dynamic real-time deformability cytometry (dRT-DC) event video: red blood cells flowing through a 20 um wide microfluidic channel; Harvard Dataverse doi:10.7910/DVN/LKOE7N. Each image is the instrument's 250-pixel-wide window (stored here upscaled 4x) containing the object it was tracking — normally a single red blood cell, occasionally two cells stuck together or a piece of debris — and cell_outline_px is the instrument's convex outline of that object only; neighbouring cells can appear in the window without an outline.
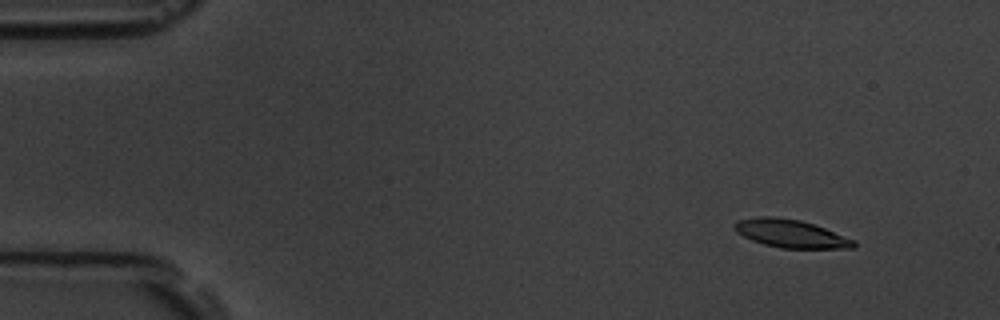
{"species": "common noctule bat (a hibernating species)", "species_latin": "Nyctalus noctula", "temperature_condition": "room temperature", "stored_images_in_passage": 55, "camera_frame_rate_fps": 3000, "um_per_image_px": 0.085, "animal": {"sex": "male", "body_mass_g": 19.5, "forearm_length_mm": 54.6}, "frame": {"image": 1, "passage_image": 6, "time_ms": 1.667, "image_size_px": [1000, 320], "cell_outline_px": [[856, 248], [780, 248], [764, 244], [752, 240], [736, 232], [736, 220], [760, 216], [772, 216], [800, 220], [824, 228], [856, 240]], "centroid_in_image_um": [67.24, 19.86], "position_along_channel_um": 17.8, "area_um2": 19.31}}
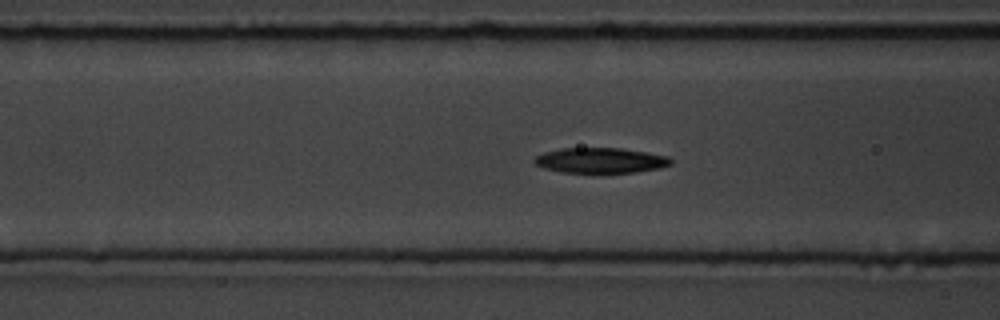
{"frame": {"image": 2, "passage_image": 22, "time_ms": 7.0, "image_size_px": [1000, 320], "cell_outline_px": [[672, 164], [660, 168], [636, 172], [600, 176], [596, 176], [560, 172], [544, 168], [536, 164], [532, 160], [536, 156], [544, 152], [560, 148], [620, 148], [668, 156], [672, 160]], "centroid_in_image_um": [51.02, 13.69], "position_along_channel_um": 115.6, "area_um2": 21.15}}
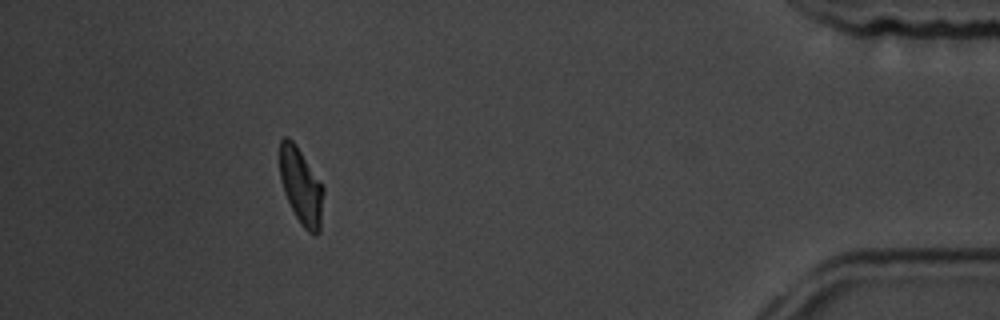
{"frame": {"image": 3, "passage_image": 50, "time_ms": 16.333, "image_size_px": [1000, 320], "cell_outline_px": [[324, 192], [320, 232], [316, 236], [308, 232], [300, 224], [284, 192], [280, 180], [280, 140], [284, 136], [288, 136], [296, 144], [324, 188]], "centroid_in_image_um": [25.6, 15.85], "position_along_channel_um": 409.6, "area_um2": 19.42}, "authors_computed_cell_mechanics": {"area_um2": 20.4034, "velocity_mm_per_s": 3.7554, "shape_relaxation_time_tau1_ms": 4.5085, "shape_relaxation_time_tau2_ms": 6.6957, "deformation_change_tau1": 0.1463, "deformation_change_tau2": 0.1463}}